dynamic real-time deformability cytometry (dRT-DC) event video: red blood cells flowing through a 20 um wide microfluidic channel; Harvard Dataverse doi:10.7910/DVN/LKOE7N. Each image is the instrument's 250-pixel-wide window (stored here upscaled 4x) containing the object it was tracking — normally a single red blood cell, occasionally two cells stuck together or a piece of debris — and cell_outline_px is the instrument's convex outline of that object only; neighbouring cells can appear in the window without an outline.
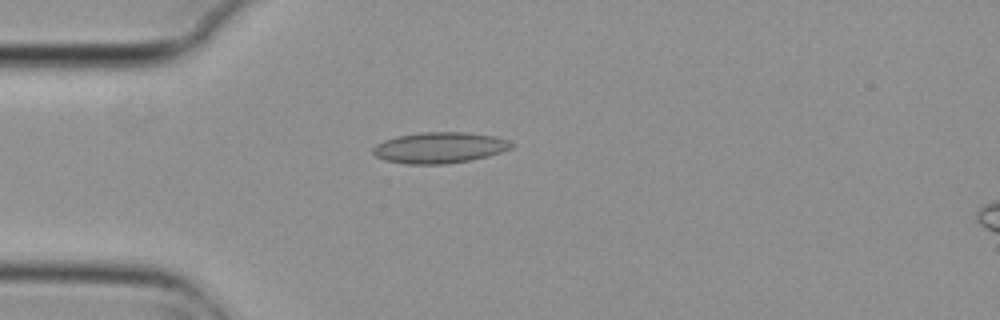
{"species": "common noctule bat (a hibernating species)", "species_latin": "Nyctalus noctula", "temperature_condition": "cold", "stored_images_in_passage": 2, "camera_frame_rate_fps": 3000, "um_per_image_px": 0.085, "animal": {"sex": "female", "body_mass_g": 29.2, "forearm_length_mm": 56.3}, "frame": {"image": 1, "passage_image": 2, "time_ms": 0.333, "image_size_px": [1000, 320], "cell_outline_px": [[516, 144], [512, 148], [488, 156], [472, 160], [444, 164], [404, 164], [384, 160], [376, 156], [372, 152], [372, 148], [376, 144], [384, 140], [396, 136], [420, 132], [464, 132], [496, 136], [508, 140]], "centroid_in_image_um": [37.36, 12.55], "position_along_channel_um": 47.6, "area_um2": 25.26}}